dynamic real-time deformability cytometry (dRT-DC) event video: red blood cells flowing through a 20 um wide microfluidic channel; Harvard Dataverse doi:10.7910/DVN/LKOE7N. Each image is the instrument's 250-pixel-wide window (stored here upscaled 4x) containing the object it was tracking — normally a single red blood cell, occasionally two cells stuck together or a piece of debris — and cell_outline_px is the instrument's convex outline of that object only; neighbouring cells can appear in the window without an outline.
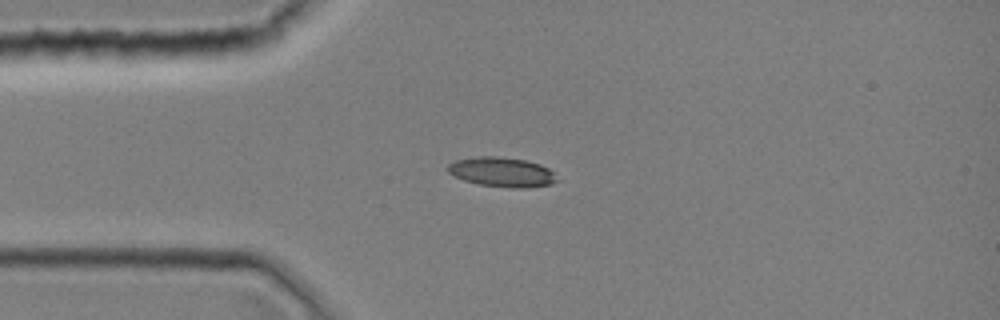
{"species": "common noctule bat (a hibernating species)", "species_latin": "Nyctalus noctula", "temperature_condition": "room temperature", "stored_images_in_passage": 1, "camera_frame_rate_fps": 3000, "um_per_image_px": 0.085, "animal": {"sex": "female", "body_mass_g": 19.0, "forearm_length_mm": 51.5}, "frame": {"image": 1, "passage_image": 1, "time_ms": 0.0, "image_size_px": [1000, 320], "cell_outline_px": [[560, 180], [552, 184], [524, 188], [512, 188], [480, 184], [464, 180], [448, 172], [448, 164], [456, 160], [480, 156], [496, 156], [524, 160], [540, 164], [556, 172]], "centroid_in_image_um": [42.74, 14.63], "position_along_channel_um": 42.3, "area_um2": 18.84}}